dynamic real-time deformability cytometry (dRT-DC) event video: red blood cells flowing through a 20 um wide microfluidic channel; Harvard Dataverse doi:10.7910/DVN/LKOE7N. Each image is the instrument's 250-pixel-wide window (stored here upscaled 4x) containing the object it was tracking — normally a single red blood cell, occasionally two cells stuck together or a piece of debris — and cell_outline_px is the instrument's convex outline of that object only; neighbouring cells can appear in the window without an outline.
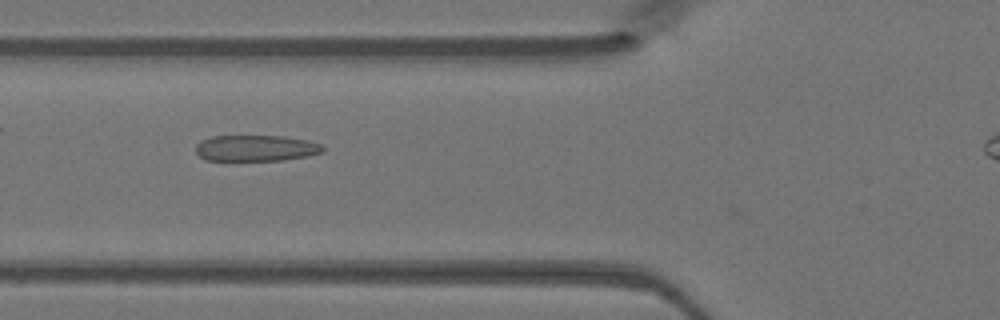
{"species": "Egyptian fruit bat (a non-hibernating species)", "species_latin": "Rousettus aegyptiacus", "temperature_condition": "warm", "stored_images_in_passage": 32, "camera_frame_rate_fps": 3000, "um_per_image_px": 0.085, "animal": {"sex": "female"}, "frame": {"image": 1, "passage_image": 7, "time_ms": 2.0, "image_size_px": [1000, 320], "cell_outline_px": [[324, 152], [284, 160], [204, 160], [196, 152], [196, 144], [212, 136], [284, 136], [308, 140], [320, 144], [324, 148]], "centroid_in_image_um": [21.76, 12.59], "position_along_channel_um": 104.0, "area_um2": 19.19}}
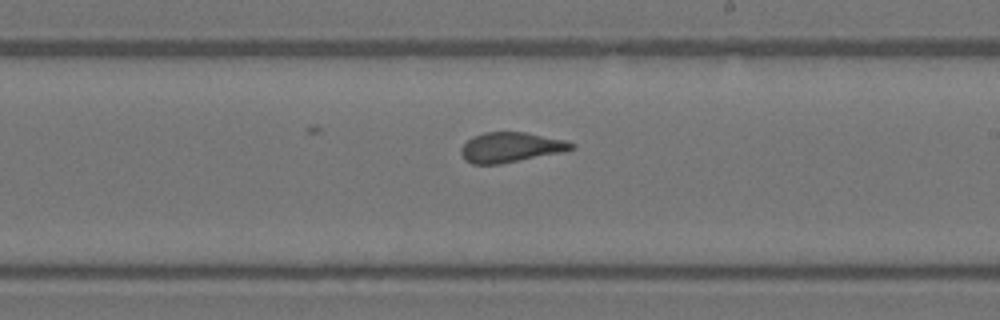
{"frame": {"image": 2, "passage_image": 17, "time_ms": 5.333, "image_size_px": [1000, 320], "cell_outline_px": [[576, 148], [564, 152], [500, 164], [472, 164], [464, 160], [460, 152], [460, 148], [472, 136], [484, 132], [524, 132], [564, 140], [576, 144]], "centroid_in_image_um": [43.41, 12.53], "position_along_channel_um": 245.6, "area_um2": 19.42}}
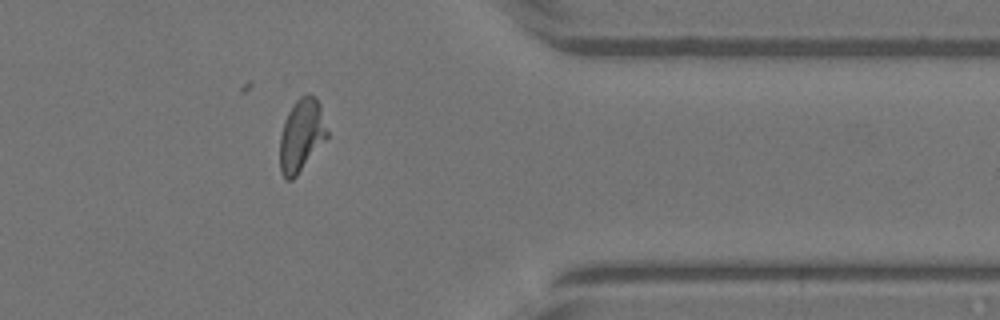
{"frame": {"image": 3, "passage_image": 28, "time_ms": 9.0, "image_size_px": [1000, 320], "cell_outline_px": [[328, 136], [296, 176], [292, 180], [284, 180], [280, 172], [280, 136], [284, 120], [292, 104], [300, 96], [308, 92], [316, 96], [320, 104], [328, 132]], "centroid_in_image_um": [25.61, 11.47], "position_along_channel_um": 385.8, "area_um2": 20.17}}